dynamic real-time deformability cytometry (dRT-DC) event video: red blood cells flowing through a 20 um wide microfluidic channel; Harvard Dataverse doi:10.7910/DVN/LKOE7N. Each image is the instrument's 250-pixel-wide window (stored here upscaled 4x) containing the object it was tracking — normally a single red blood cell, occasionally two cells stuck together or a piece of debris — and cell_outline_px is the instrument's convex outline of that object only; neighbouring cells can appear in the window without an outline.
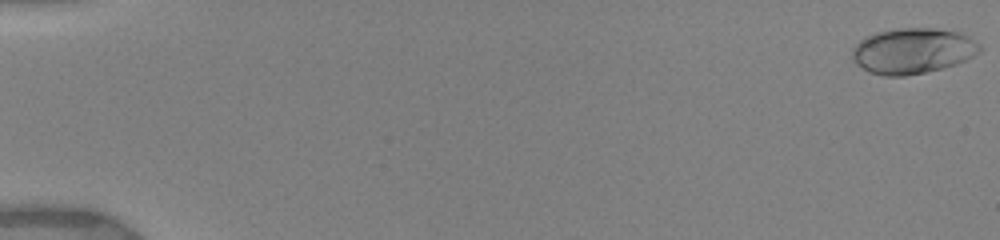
{"species": "human", "species_latin": "Homo sapiens", "temperature_condition": "warm", "stored_images_in_passage": 20, "camera_frame_rate_fps": 3000, "um_per_image_px": 0.085, "donor": {"sex": "female"}, "frame": {"image": 1, "passage_image": 1, "time_ms": 0.0, "image_size_px": [1000, 240], "cell_outline_px": [[984, 48], [980, 52], [956, 64], [924, 72], [904, 76], [884, 76], [868, 72], [856, 64], [852, 60], [852, 48], [864, 36], [876, 32], [896, 28], [936, 28], [960, 32], [968, 36], [980, 44]], "centroid_in_image_um": [77.56, 4.31], "position_along_channel_um": 7.4, "area_um2": 34.16}}
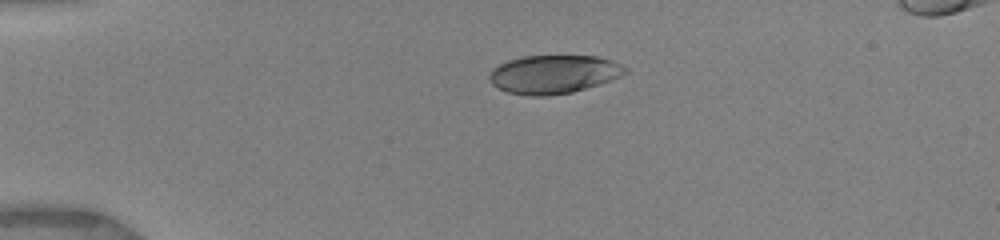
{"frame": {"image": 2, "passage_image": 13, "time_ms": 4.0, "image_size_px": [1000, 240], "cell_outline_px": [[628, 72], [612, 80], [600, 84], [572, 92], [548, 96], [528, 96], [508, 92], [492, 84], [488, 80], [488, 76], [492, 68], [508, 60], [524, 56], [596, 56], [612, 60], [628, 68]], "centroid_in_image_um": [47.06, 6.31], "position_along_channel_um": 37.9, "area_um2": 30.58}}